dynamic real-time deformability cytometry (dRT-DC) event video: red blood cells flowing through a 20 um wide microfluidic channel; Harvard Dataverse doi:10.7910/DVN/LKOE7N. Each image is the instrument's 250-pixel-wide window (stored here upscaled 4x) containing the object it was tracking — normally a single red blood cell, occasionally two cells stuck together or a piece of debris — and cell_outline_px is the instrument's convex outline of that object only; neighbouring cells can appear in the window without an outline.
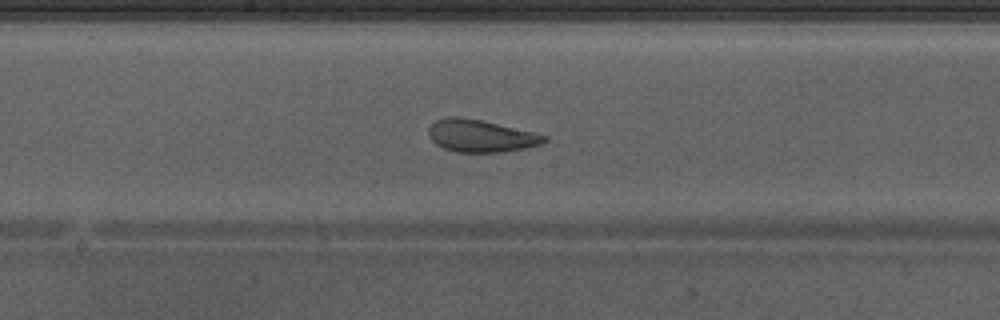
{"species": "Egyptian fruit bat (a non-hibernating species)", "species_latin": "Rousettus aegyptiacus", "temperature_condition": "warm", "stored_images_in_passage": 39, "camera_frame_rate_fps": 3000, "um_per_image_px": 0.085, "animal": {"sex": "male"}, "frame": {"image": 1, "passage_image": 17, "time_ms": 5.333, "image_size_px": [1000, 320], "cell_outline_px": [[548, 140], [544, 144], [504, 152], [456, 152], [444, 148], [436, 144], [428, 136], [428, 128], [436, 120], [448, 116], [460, 116], [480, 120], [532, 132], [548, 136]], "centroid_in_image_um": [40.85, 11.55], "position_along_channel_um": 207.3, "area_um2": 21.79}, "authors_computed_cell_mechanics": {"area_um2": 24.565, "velocity_mm_per_s": 4.2359, "shape_relaxation_time_tau1_ms": 6.2557, "shape_relaxation_time_tau2_ms": 1.1863, "deformation_change_tau1": 0.1657, "deformation_change_tau2": 0.0805}}